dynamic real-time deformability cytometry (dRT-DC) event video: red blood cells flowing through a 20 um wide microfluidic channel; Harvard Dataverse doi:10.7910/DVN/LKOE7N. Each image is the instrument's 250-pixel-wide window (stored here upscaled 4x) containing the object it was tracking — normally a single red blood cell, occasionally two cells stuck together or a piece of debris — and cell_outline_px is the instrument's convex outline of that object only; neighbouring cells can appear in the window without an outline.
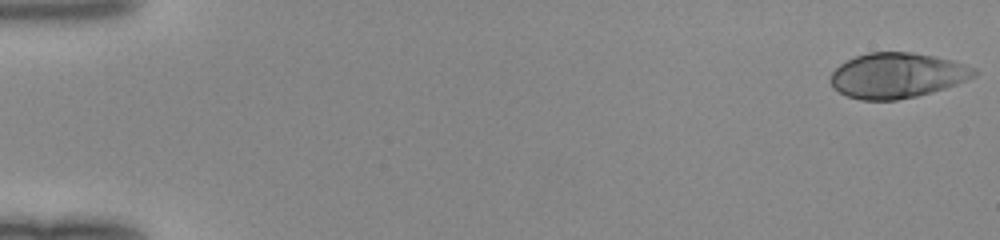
{"species": "human", "species_latin": "Homo sapiens", "temperature_condition": "room temperature", "stored_images_in_passage": 49, "camera_frame_rate_fps": 3000, "um_per_image_px": 0.085, "donor": {"sex": "female"}, "frame": {"image": 1, "passage_image": 1, "time_ms": 0.0, "image_size_px": [1000, 240], "cell_outline_px": [[980, 72], [976, 76], [956, 84], [944, 88], [916, 96], [896, 100], [860, 100], [848, 96], [832, 88], [828, 80], [828, 76], [840, 64], [856, 56], [868, 52], [912, 52], [936, 56], [952, 60], [976, 68]], "centroid_in_image_um": [76.24, 6.41], "position_along_channel_um": 8.8, "area_um2": 38.09}}
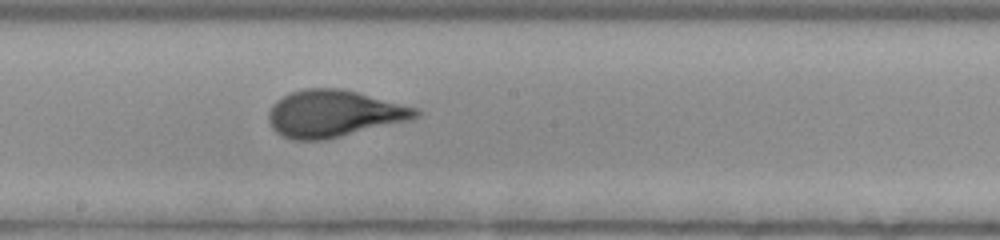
{"frame": {"image": 2, "passage_image": 28, "time_ms": 9.0, "image_size_px": [1000, 240], "cell_outline_px": [[420, 116], [412, 120], [324, 140], [292, 140], [280, 136], [272, 128], [268, 120], [268, 112], [272, 104], [276, 100], [288, 92], [304, 88], [340, 88], [420, 108]], "centroid_in_image_um": [28.36, 9.66], "position_along_channel_um": 219.8, "area_um2": 40.69}}
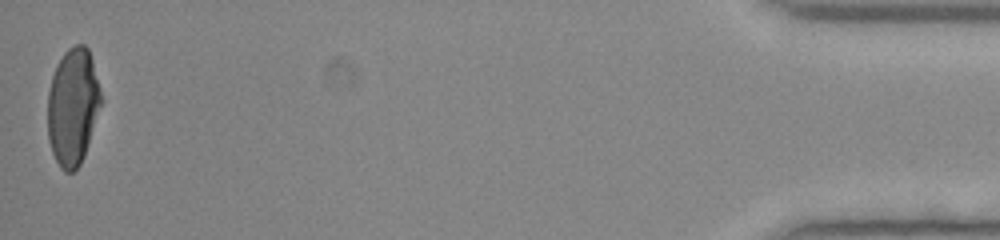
{"frame": {"image": 3, "passage_image": 49, "time_ms": 16.0, "image_size_px": [1000, 240], "cell_outline_px": [[104, 100], [84, 156], [80, 164], [72, 172], [64, 172], [60, 168], [52, 152], [48, 140], [48, 92], [52, 76], [56, 64], [64, 52], [68, 48], [76, 44], [84, 44], [88, 48], [92, 60]], "centroid_in_image_um": [6.21, 9.06], "position_along_channel_um": 429.0, "area_um2": 36.88}}